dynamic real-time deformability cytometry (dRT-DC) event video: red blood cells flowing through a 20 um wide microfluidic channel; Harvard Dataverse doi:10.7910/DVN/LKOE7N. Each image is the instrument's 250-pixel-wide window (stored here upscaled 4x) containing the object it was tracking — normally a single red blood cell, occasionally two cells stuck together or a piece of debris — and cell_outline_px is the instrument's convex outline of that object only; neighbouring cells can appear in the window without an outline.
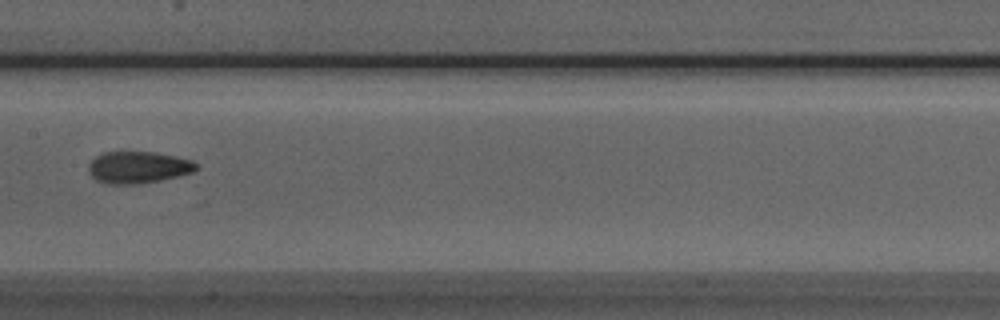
{"species": "Egyptian fruit bat (a non-hibernating species)", "species_latin": "Rousettus aegyptiacus", "temperature_condition": "room temperature", "stored_images_in_passage": 8, "camera_frame_rate_fps": 3000, "um_per_image_px": 0.085, "animal": {"sex": "male"}, "frame": {"image": 1, "passage_image": 8, "time_ms": 2.333, "image_size_px": [1000, 320], "cell_outline_px": [[196, 168], [192, 172], [160, 180], [140, 184], [108, 184], [96, 180], [88, 172], [88, 164], [96, 156], [104, 152], [156, 152], [176, 156], [192, 160], [196, 164]], "centroid_in_image_um": [11.7, 14.22], "position_along_channel_um": 195.7, "area_um2": 19.94}}